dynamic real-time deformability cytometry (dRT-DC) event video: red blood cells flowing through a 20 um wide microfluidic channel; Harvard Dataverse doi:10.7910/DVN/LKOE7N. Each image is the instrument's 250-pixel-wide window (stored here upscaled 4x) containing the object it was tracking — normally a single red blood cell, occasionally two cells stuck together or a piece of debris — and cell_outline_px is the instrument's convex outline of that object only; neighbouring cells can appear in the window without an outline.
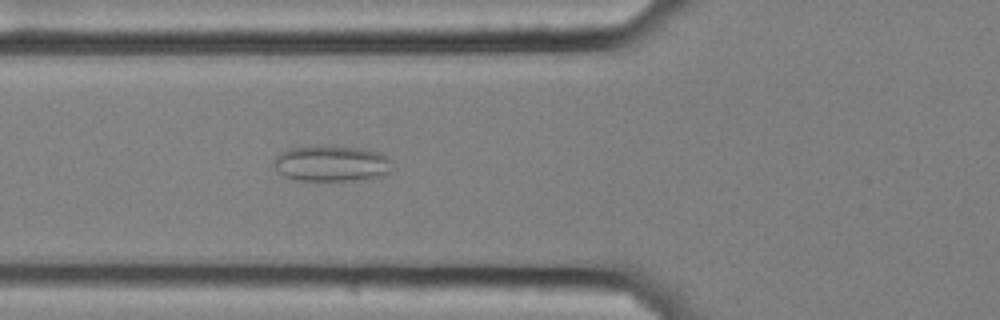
{"species": "common noctule bat (a hibernating species)", "species_latin": "Nyctalus noctula", "temperature_condition": "cold", "stored_images_in_passage": 48, "camera_frame_rate_fps": 3000, "um_per_image_px": 0.085, "animal": {"sex": "female", "body_mass_g": 25.1}, "frame": {"image": 1, "passage_image": 16, "time_ms": 5.0, "image_size_px": [1000, 320], "cell_outline_px": [[392, 160], [388, 172], [380, 176], [364, 180], [296, 180], [284, 176], [272, 164], [276, 156], [280, 152], [288, 148], [360, 148], [380, 152], [388, 156]], "centroid_in_image_um": [28.19, 13.93], "position_along_channel_um": 97.6, "area_um2": 24.16}}
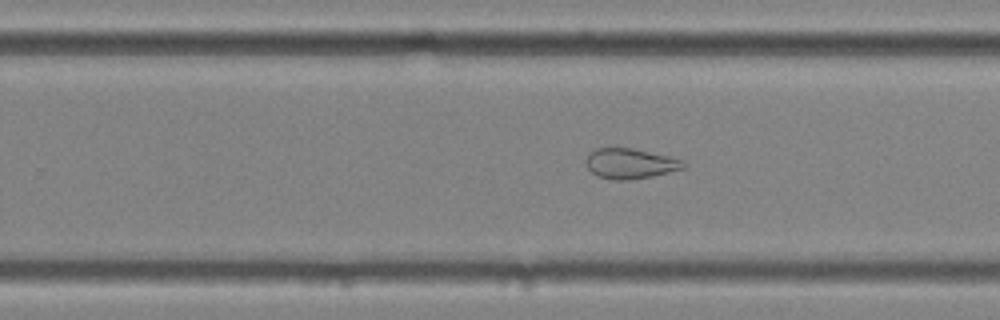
{"frame": {"image": 2, "passage_image": 31, "time_ms": 10.0, "image_size_px": [1000, 320], "cell_outline_px": [[684, 168], [652, 176], [628, 180], [612, 180], [596, 176], [588, 168], [584, 160], [596, 148], [632, 148], [668, 156], [684, 160]], "centroid_in_image_um": [53.54, 13.91], "position_along_channel_um": 276.3, "area_um2": 17.05}}
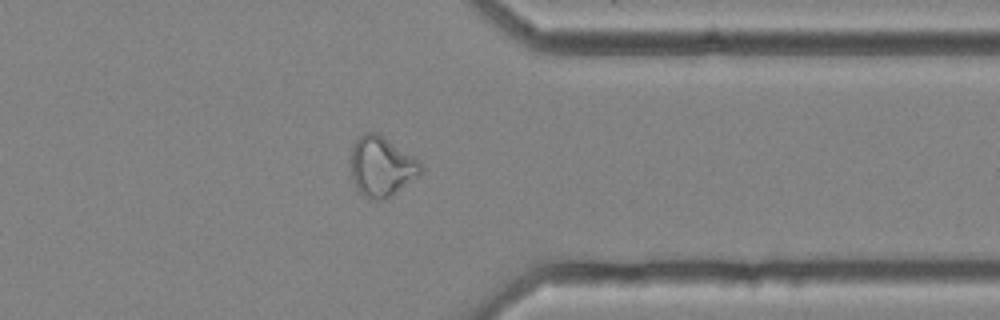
{"frame": {"image": 3, "passage_image": 40, "time_ms": 13.0, "image_size_px": [1000, 320], "cell_outline_px": [[424, 172], [420, 176], [392, 196], [384, 200], [368, 200], [356, 188], [352, 180], [352, 148], [356, 140], [364, 132], [376, 132], [416, 160], [424, 168]], "centroid_in_image_um": [32.43, 14.21], "position_along_channel_um": 379.0, "area_um2": 24.22}}